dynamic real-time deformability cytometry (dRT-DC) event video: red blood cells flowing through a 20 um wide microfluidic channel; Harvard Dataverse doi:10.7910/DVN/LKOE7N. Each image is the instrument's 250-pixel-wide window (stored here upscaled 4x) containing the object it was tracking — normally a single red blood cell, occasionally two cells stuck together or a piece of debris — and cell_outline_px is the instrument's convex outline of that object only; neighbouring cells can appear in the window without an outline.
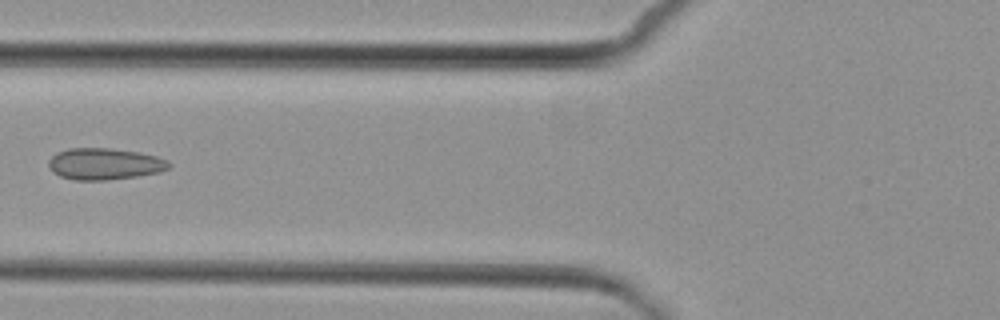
{"species": "common noctule bat (a hibernating species)", "species_latin": "Nyctalus noctula", "temperature_condition": "cold", "stored_images_in_passage": 8, "camera_frame_rate_fps": 3000, "um_per_image_px": 0.085, "animal": {"sex": "female", "body_mass_g": 29.2, "forearm_length_mm": 56.3}, "frame": {"image": 1, "passage_image": 7, "time_ms": 7.0, "image_size_px": [1000, 320], "cell_outline_px": [[172, 164], [168, 168], [160, 172], [136, 176], [108, 180], [76, 180], [60, 176], [52, 172], [48, 168], [48, 160], [56, 152], [68, 148], [112, 148], [140, 152], [156, 156]], "centroid_in_image_um": [8.84, 13.92], "position_along_channel_um": 117.0, "area_um2": 22.25}}
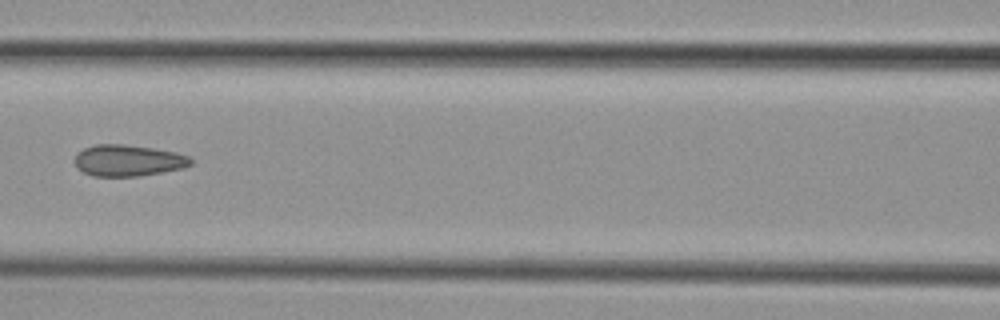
{"frame": {"image": 2, "passage_image": 8, "time_ms": 8.0, "image_size_px": [1000, 320], "cell_outline_px": [[192, 164], [184, 168], [140, 176], [92, 176], [76, 168], [72, 160], [84, 148], [96, 144], [124, 144], [152, 148], [176, 152], [188, 156], [192, 160]], "centroid_in_image_um": [10.87, 13.64], "position_along_channel_um": 155.7, "area_um2": 21.33}}